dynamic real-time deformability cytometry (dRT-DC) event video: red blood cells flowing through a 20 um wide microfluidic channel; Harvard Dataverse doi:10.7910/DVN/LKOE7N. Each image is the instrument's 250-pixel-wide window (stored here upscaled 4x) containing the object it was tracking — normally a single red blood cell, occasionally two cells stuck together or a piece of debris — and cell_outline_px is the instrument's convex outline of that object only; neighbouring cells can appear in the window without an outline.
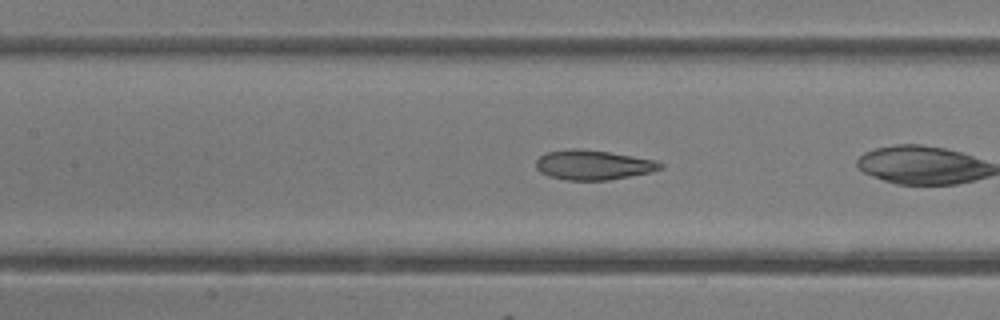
{"species": "common noctule bat (a hibernating species)", "species_latin": "Nyctalus noctula", "temperature_condition": "room temperature", "stored_images_in_passage": 27, "camera_frame_rate_fps": 3000, "um_per_image_px": 0.085, "animal": {"sex": "female"}, "frame": {"image": 1, "passage_image": 20, "time_ms": 6.333, "image_size_px": [1000, 320], "cell_outline_px": [[664, 168], [652, 172], [608, 180], [568, 180], [548, 176], [540, 172], [536, 168], [536, 160], [540, 156], [548, 152], [572, 148], [580, 148], [608, 152], [656, 160], [664, 164]], "centroid_in_image_um": [50.44, 14.02], "position_along_channel_um": 157.0, "area_um2": 21.56}}